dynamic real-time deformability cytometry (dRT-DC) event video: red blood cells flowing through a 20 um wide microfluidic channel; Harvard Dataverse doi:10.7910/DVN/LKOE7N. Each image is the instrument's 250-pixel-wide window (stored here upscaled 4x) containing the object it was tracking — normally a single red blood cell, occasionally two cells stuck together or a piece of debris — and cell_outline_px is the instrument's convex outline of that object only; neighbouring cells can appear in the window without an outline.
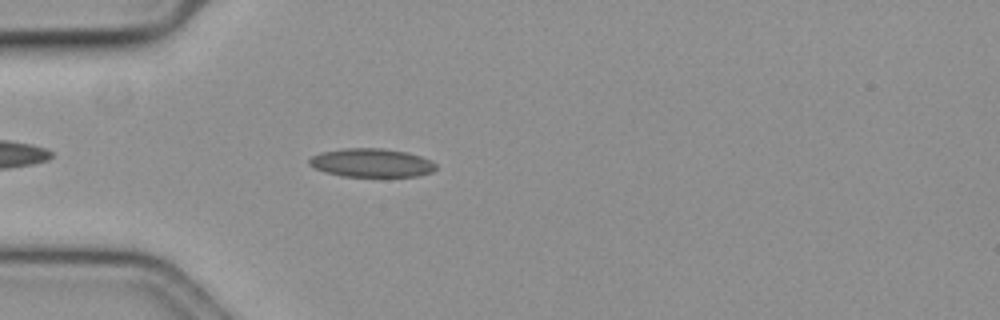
{"species": "common noctule bat (a hibernating species)", "species_latin": "Nyctalus noctula", "temperature_condition": "cold", "stored_images_in_passage": 43, "camera_frame_rate_fps": 3000, "um_per_image_px": 0.085, "animal": {"sex": "female", "body_mass_g": 19.3, "forearm_length_mm": 54.1}, "frame": {"image": 1, "passage_image": 5, "time_ms": 1.333, "image_size_px": [1000, 320], "cell_outline_px": [[436, 168], [432, 172], [420, 176], [344, 176], [324, 172], [308, 164], [308, 160], [312, 156], [320, 152], [344, 148], [380, 148], [408, 152], [432, 160], [436, 164]], "centroid_in_image_um": [31.59, 13.83], "position_along_channel_um": 53.4, "area_um2": 21.15}}
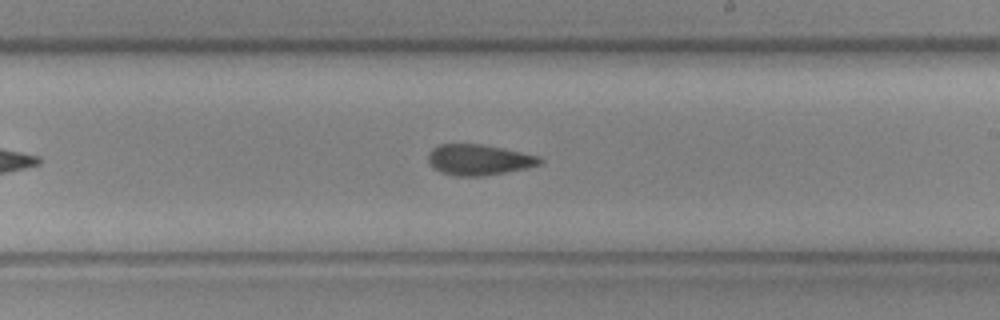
{"frame": {"image": 2, "passage_image": 22, "time_ms": 7.0, "image_size_px": [1000, 320], "cell_outline_px": [[544, 160], [540, 164], [524, 168], [504, 172], [480, 176], [456, 176], [440, 172], [432, 168], [428, 160], [428, 152], [432, 148], [440, 144], [480, 144], [540, 156]], "centroid_in_image_um": [40.65, 13.58], "position_along_channel_um": 248.4, "area_um2": 19.83}}
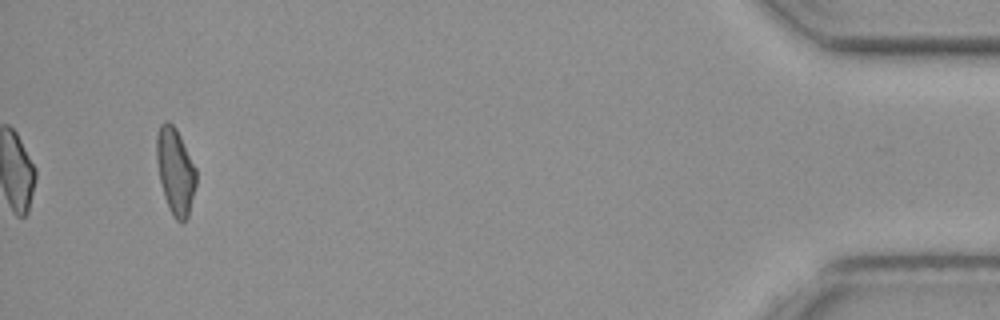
{"frame": {"image": 3, "passage_image": 43, "time_ms": 14.0, "image_size_px": [1000, 320], "cell_outline_px": [[196, 184], [188, 216], [180, 224], [172, 216], [168, 208], [164, 196], [160, 180], [156, 160], [156, 136], [160, 124], [164, 120], [168, 120], [176, 128], [196, 168]], "centroid_in_image_um": [14.89, 14.54], "position_along_channel_um": 420.3, "area_um2": 20.0}, "authors_computed_cell_mechanics": {"area_um2": 19.9988, "velocity_mm_per_s": 3.6061, "shape_relaxation_time_tau1_ms": null, "shape_relaxation_time_tau2_ms": 6.0058, "deformation_change_tau1": null, "deformation_change_tau2": 0.1247}}